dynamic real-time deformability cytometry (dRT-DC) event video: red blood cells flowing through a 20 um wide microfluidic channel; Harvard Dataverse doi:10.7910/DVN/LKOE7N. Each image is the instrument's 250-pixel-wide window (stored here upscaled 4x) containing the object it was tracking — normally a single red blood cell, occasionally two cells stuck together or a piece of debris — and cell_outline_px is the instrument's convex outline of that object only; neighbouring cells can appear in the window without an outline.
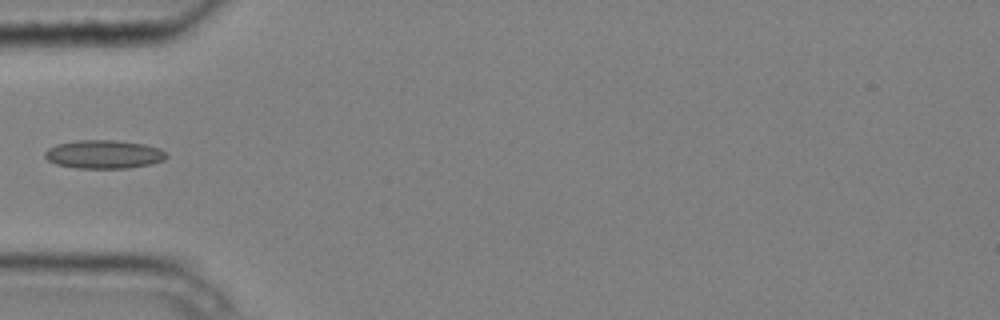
{"species": "common noctule bat (a hibernating species)", "species_latin": "Nyctalus noctula", "temperature_condition": "cold", "stored_images_in_passage": 5, "segment_of_instrument_passage": [1, 2], "camera_frame_rate_fps": 3000, "um_per_image_px": 0.085, "animal": {"sex": "male", "body_mass_g": 20.4}, "frame": {"image": 1, "passage_image": 4, "time_ms": 1.0, "image_size_px": [1000, 320], "cell_outline_px": [[168, 156], [164, 160], [152, 164], [128, 168], [76, 168], [56, 164], [48, 160], [44, 156], [44, 152], [48, 148], [56, 144], [76, 140], [116, 140], [144, 144], [160, 148]], "centroid_in_image_um": [8.82, 13.11], "position_along_channel_um": 76.2, "area_um2": 20.29}}